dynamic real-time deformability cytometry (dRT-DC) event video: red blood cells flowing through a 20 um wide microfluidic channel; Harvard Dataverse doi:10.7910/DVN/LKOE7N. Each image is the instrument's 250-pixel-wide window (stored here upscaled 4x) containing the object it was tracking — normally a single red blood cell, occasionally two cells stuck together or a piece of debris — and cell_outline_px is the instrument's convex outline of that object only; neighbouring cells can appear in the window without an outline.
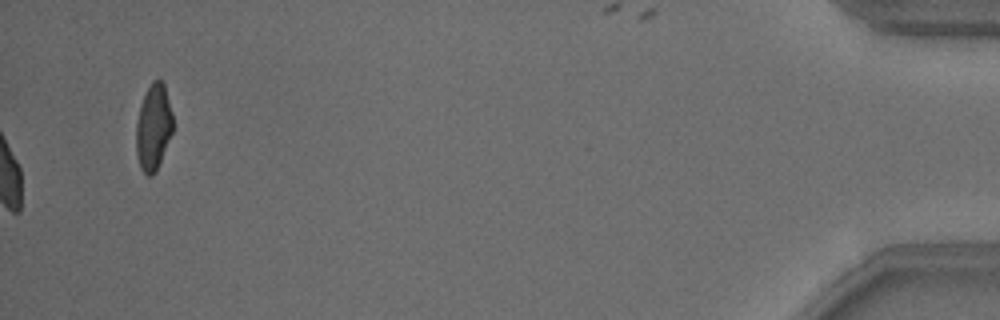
{"species": "common noctule bat (a hibernating species)", "species_latin": "Nyctalus noctula", "temperature_condition": "warm", "stored_images_in_passage": 53, "camera_frame_rate_fps": 3000, "um_per_image_px": 0.085, "animal": {"sex": "male", "body_mass_g": 18.8}, "frame": {"image": 1, "passage_image": 53, "time_ms": 17.333, "image_size_px": [1000, 320], "cell_outline_px": [[172, 132], [156, 172], [152, 176], [148, 176], [140, 168], [136, 156], [136, 124], [140, 104], [152, 80], [164, 80], [172, 112]], "centroid_in_image_um": [13.03, 10.81], "position_along_channel_um": 422.2, "area_um2": 18.55}, "authors_computed_cell_mechanics": {"area_um2": 18.9006, "velocity_mm_per_s": 3.8742, "shape_relaxation_time_tau1_ms": 3.3299, "shape_relaxation_time_tau2_ms": null, "deformation_change_tau1": 0.1136, "deformation_change_tau2": null}}